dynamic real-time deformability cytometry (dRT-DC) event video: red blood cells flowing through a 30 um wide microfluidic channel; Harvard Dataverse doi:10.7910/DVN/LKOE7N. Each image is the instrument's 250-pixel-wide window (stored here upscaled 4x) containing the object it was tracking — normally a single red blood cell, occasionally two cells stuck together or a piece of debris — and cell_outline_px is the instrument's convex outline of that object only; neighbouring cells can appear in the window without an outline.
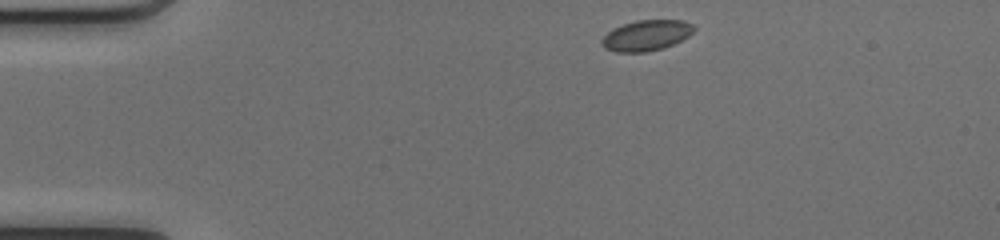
{"species": "common noctule bat (a hibernating species)", "species_latin": "Nyctalus noctula", "temperature_condition": "cold", "stored_images_in_passage": 41, "camera_frame_rate_fps": 3000, "um_per_image_px": 0.085, "animal": {"sex": "female", "body_mass_g": 17.0, "forearm_length_mm": 48.0}, "frame": {"image": 1, "passage_image": 1, "time_ms": 0.0, "image_size_px": [1000, 240], "cell_outline_px": [[696, 28], [688, 36], [664, 48], [644, 52], [616, 52], [604, 48], [600, 44], [600, 40], [612, 28], [636, 20], [684, 20], [692, 24]], "centroid_in_image_um": [54.91, 3.01], "position_along_channel_um": 30.1, "area_um2": 16.47}}
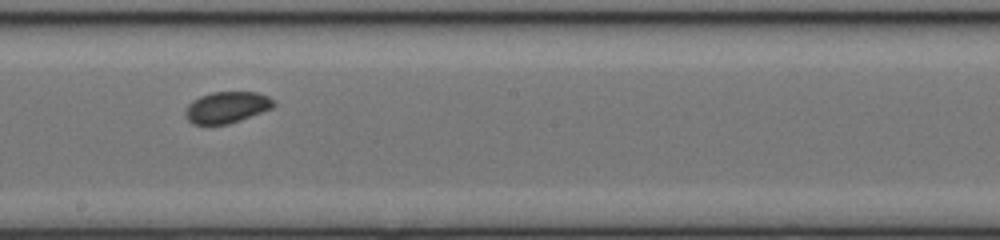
{"frame": {"image": 2, "passage_image": 20, "time_ms": 6.333, "image_size_px": [1000, 240], "cell_outline_px": [[276, 104], [272, 108], [240, 120], [228, 124], [192, 124], [188, 120], [184, 112], [188, 104], [192, 100], [200, 96], [212, 92], [256, 92], [268, 96], [276, 100]], "centroid_in_image_um": [19.28, 9.11], "position_along_channel_um": 228.9, "area_um2": 16.18}}
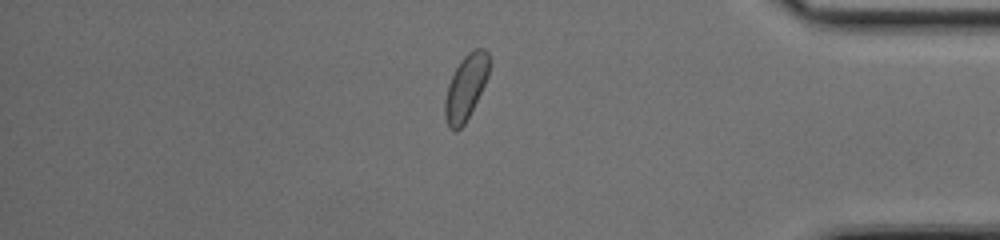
{"frame": {"image": 3, "passage_image": 34, "time_ms": 11.0, "image_size_px": [1000, 240], "cell_outline_px": [[492, 64], [488, 76], [464, 124], [456, 132], [452, 132], [448, 128], [444, 116], [444, 100], [448, 84], [460, 60], [472, 48], [484, 48], [488, 52]], "centroid_in_image_um": [39.59, 7.39], "position_along_channel_um": 395.6, "area_um2": 16.99}}